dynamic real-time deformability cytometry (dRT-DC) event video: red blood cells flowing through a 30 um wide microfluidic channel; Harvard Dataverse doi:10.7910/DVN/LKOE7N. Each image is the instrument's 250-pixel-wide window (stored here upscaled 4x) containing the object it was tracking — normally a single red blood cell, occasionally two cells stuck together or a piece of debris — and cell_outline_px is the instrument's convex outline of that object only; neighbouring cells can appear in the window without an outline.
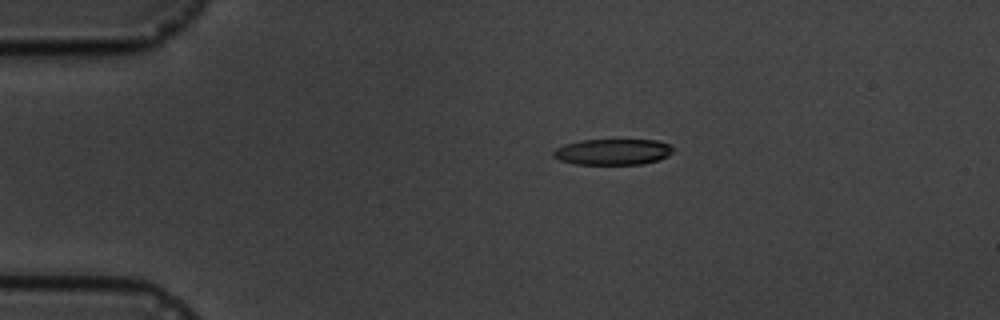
{"species": "common noctule bat (a hibernating species)", "species_latin": "Nyctalus noctula", "temperature_condition": "cold", "stored_images_in_passage": 9, "camera_frame_rate_fps": 3000, "um_per_image_px": 0.085, "animal": {"sex": "male", "body_mass_g": 19.5, "forearm_length_mm": 54.6}, "frame": {"image": 1, "passage_image": 3, "time_ms": 2.333, "image_size_px": [1000, 320], "cell_outline_px": [[672, 152], [668, 156], [660, 160], [644, 164], [576, 164], [560, 160], [552, 156], [552, 152], [556, 148], [564, 144], [580, 140], [656, 140], [668, 144], [672, 148]], "centroid_in_image_um": [52.07, 12.91], "position_along_channel_um": 32.9, "area_um2": 18.15}}
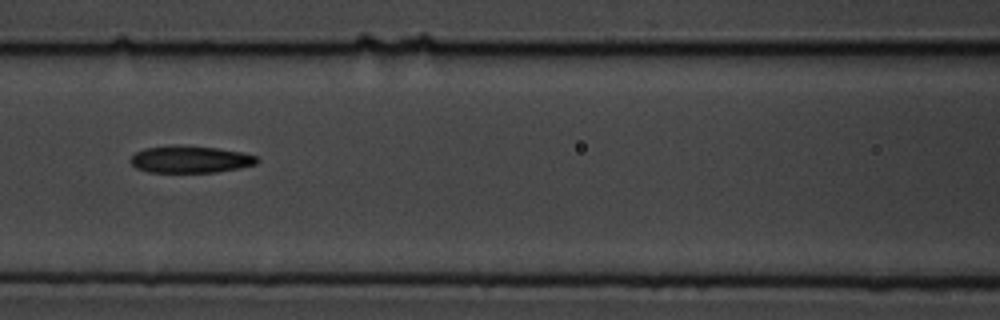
{"frame": {"image": 2, "passage_image": 7, "time_ms": 7.0, "image_size_px": [1000, 320], "cell_outline_px": [[260, 160], [256, 164], [240, 168], [216, 172], [148, 172], [136, 168], [128, 160], [136, 152], [144, 148], [180, 144], [216, 148], [244, 152], [256, 156]], "centroid_in_image_um": [16.17, 13.54], "position_along_channel_um": 150.4, "area_um2": 20.17}}
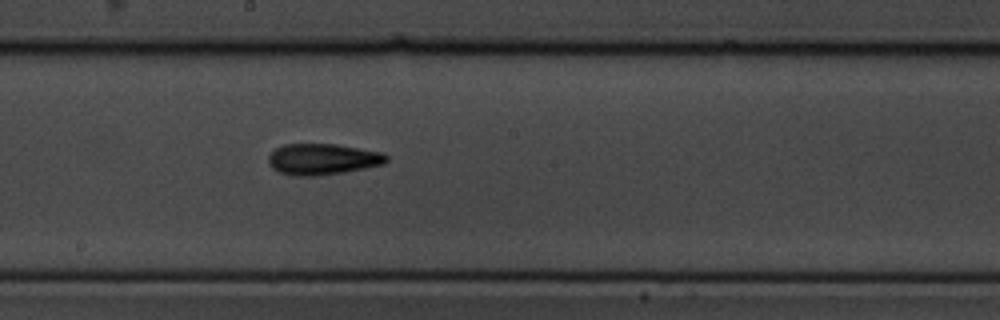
{"frame": {"image": 3, "passage_image": 9, "time_ms": 9.0, "image_size_px": [1000, 320], "cell_outline_px": [[388, 160], [384, 164], [344, 172], [316, 176], [296, 176], [280, 172], [272, 168], [268, 164], [268, 156], [276, 148], [284, 144], [336, 144], [384, 152], [388, 156]], "centroid_in_image_um": [27.43, 13.53], "position_along_channel_um": 220.8, "area_um2": 21.5}}